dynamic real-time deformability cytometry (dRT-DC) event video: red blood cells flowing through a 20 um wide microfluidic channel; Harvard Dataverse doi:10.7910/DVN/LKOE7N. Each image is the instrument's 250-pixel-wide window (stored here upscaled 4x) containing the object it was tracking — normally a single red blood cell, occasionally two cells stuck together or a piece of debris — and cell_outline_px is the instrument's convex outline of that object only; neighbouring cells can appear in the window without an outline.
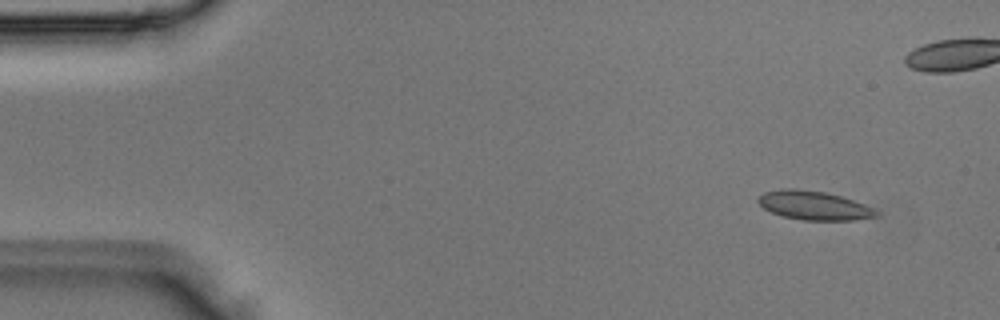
{"species": "Egyptian fruit bat (a non-hibernating species)", "species_latin": "Rousettus aegyptiacus", "temperature_condition": "room temperature", "stored_images_in_passage": 3, "segment_of_instrument_passage": [2, 2], "camera_frame_rate_fps": 3000, "um_per_image_px": 0.085, "animal": {"sex": "male"}, "frame": {"image": 1, "passage_image": 3, "time_ms": 0.667, "image_size_px": [1000, 320], "cell_outline_px": [[876, 216], [852, 220], [804, 220], [780, 216], [764, 208], [756, 200], [764, 192], [780, 188], [796, 188], [824, 192], [840, 196], [864, 204], [872, 208], [876, 212]], "centroid_in_image_um": [69.11, 17.45], "position_along_channel_um": 15.9, "area_um2": 19.65}}